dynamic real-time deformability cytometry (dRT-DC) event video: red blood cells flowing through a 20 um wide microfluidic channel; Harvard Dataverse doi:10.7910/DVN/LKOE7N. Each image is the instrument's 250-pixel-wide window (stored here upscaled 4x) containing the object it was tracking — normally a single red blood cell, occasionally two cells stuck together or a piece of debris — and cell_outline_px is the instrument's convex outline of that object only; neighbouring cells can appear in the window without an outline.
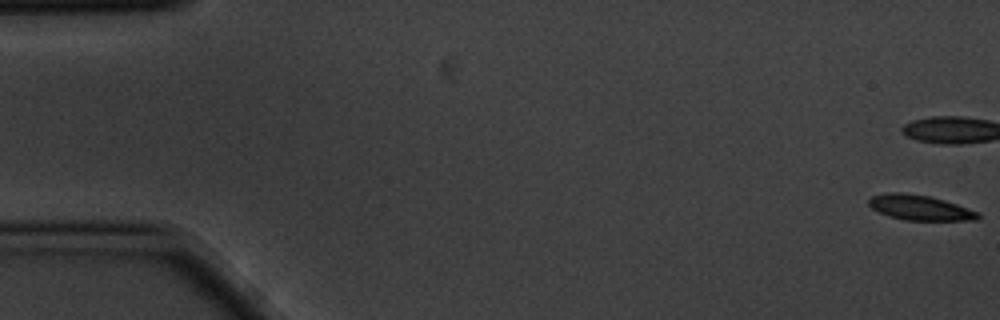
{"species": "common noctule bat (a hibernating species)", "species_latin": "Nyctalus noctula", "temperature_condition": "cold", "stored_images_in_passage": 6, "camera_frame_rate_fps": 3000, "um_per_image_px": 0.085, "animal": {"sex": "male", "body_mass_g": 20.1, "forearm_length_mm": 53.5}, "frame": {"image": 1, "passage_image": 1, "time_ms": 0.0, "image_size_px": [1000, 320], "cell_outline_px": [[980, 216], [976, 220], [904, 220], [888, 216], [872, 208], [868, 204], [868, 200], [872, 196], [888, 192], [900, 192], [928, 196], [944, 200], [980, 212]], "centroid_in_image_um": [78.18, 17.65], "position_along_channel_um": 6.8, "area_um2": 15.9}}